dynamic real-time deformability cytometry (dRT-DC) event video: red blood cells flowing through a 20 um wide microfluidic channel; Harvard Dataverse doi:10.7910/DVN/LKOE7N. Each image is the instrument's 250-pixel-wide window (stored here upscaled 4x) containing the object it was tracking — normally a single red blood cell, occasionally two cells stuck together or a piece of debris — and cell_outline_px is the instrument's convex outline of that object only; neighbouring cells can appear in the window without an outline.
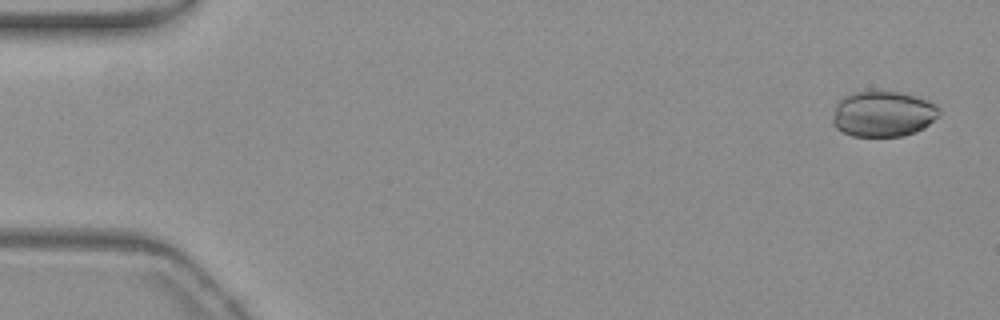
{"species": "common noctule bat (a hibernating species)", "species_latin": "Nyctalus noctula", "temperature_condition": "warm", "stored_images_in_passage": 49, "camera_frame_rate_fps": 3000, "um_per_image_px": 0.085, "animal": {"sex": "female", "body_mass_g": 19.3, "forearm_length_mm": 54.1}, "frame": {"image": 1, "passage_image": 3, "time_ms": 0.667, "image_size_px": [1000, 320], "cell_outline_px": [[940, 112], [924, 128], [916, 132], [900, 136], [852, 136], [836, 128], [832, 124], [832, 116], [836, 104], [844, 96], [852, 92], [900, 92], [916, 96], [928, 100], [936, 104], [940, 108]], "centroid_in_image_um": [75.04, 9.68], "position_along_channel_um": 10.0, "area_um2": 28.32}}